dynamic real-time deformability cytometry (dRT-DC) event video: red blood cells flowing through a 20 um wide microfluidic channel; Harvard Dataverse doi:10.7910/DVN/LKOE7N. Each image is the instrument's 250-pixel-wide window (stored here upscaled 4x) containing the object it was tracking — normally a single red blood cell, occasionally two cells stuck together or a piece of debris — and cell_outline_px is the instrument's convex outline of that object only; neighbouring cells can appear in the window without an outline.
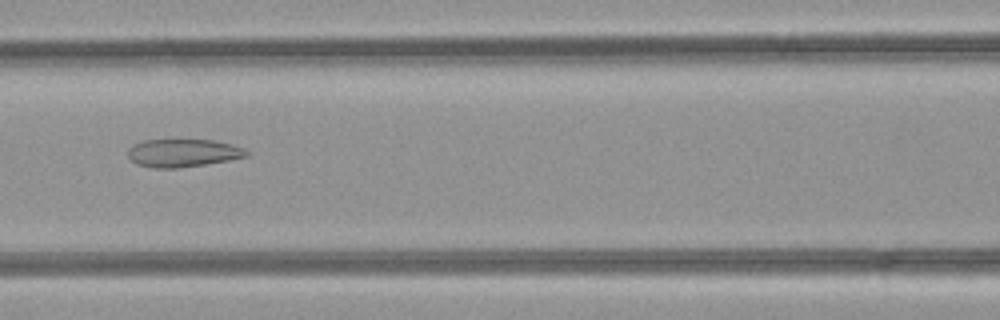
{"species": "common noctule bat (a hibernating species)", "species_latin": "Nyctalus noctula", "temperature_condition": "room temperature", "stored_images_in_passage": 39, "camera_frame_rate_fps": 3000, "um_per_image_px": 0.085, "animal": {"sex": "female", "body_mass_g": 21.9}, "frame": {"image": 1, "passage_image": 17, "time_ms": 5.333, "image_size_px": [1000, 320], "cell_outline_px": [[252, 152], [248, 156], [228, 160], [204, 164], [176, 168], [156, 168], [136, 164], [128, 156], [128, 148], [144, 140], [216, 140], [232, 144], [244, 148]], "centroid_in_image_um": [15.6, 13.0], "position_along_channel_um": 151.0, "area_um2": 19.25}}
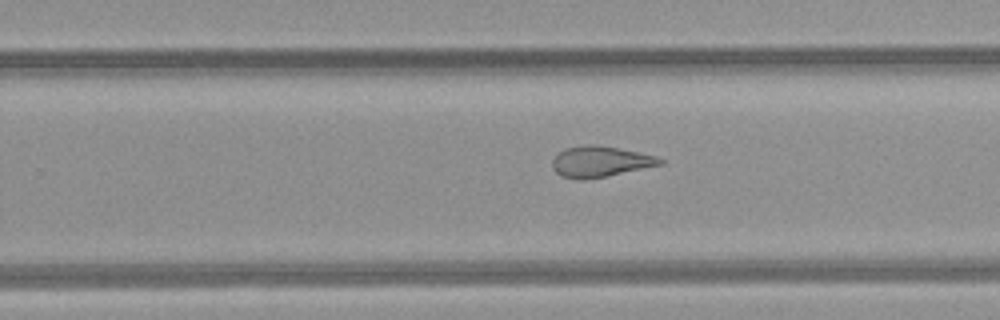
{"frame": {"image": 2, "passage_image": 26, "time_ms": 8.333, "image_size_px": [1000, 320], "cell_outline_px": [[664, 164], [604, 176], [560, 176], [552, 168], [552, 160], [564, 148], [588, 144], [596, 144], [656, 156], [664, 160]], "centroid_in_image_um": [51.04, 13.68], "position_along_channel_um": 278.8, "area_um2": 18.44}}
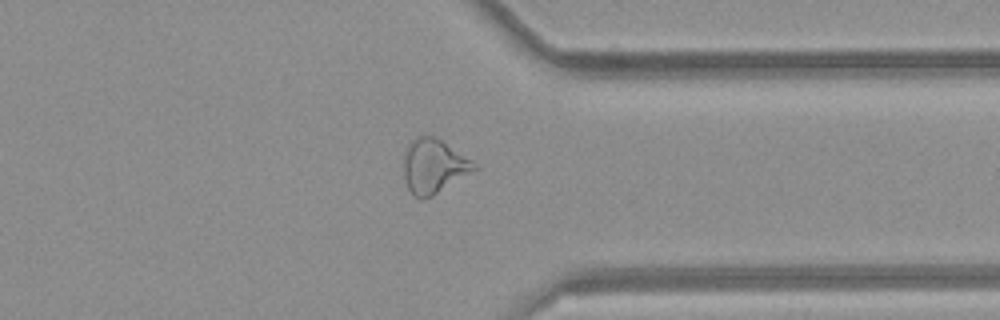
{"frame": {"image": 3, "passage_image": 33, "time_ms": 10.667, "image_size_px": [1000, 320], "cell_outline_px": [[480, 168], [432, 196], [420, 200], [412, 196], [408, 188], [404, 176], [404, 152], [408, 144], [412, 140], [420, 136], [432, 136], [440, 140], [472, 160]], "centroid_in_image_um": [36.86, 14.16], "position_along_channel_um": 374.5, "area_um2": 22.25}}